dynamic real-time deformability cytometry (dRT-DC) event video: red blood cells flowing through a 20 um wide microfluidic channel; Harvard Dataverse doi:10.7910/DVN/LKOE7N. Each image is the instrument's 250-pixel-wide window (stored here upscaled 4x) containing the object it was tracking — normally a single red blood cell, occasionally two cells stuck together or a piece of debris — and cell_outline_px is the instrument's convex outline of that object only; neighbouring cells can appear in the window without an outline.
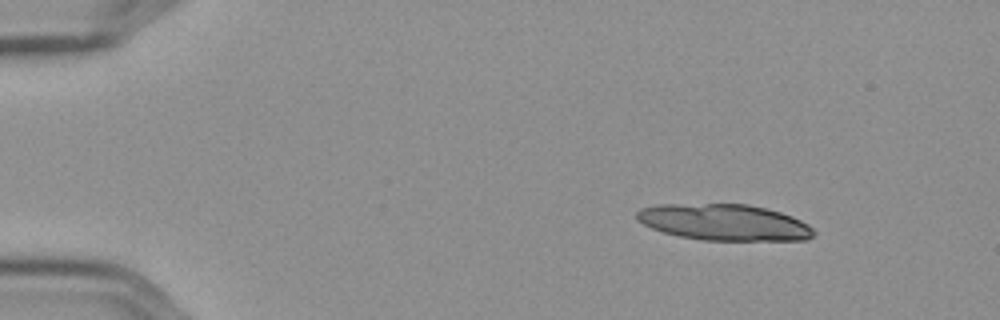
{"species": "Egyptian fruit bat (a non-hibernating species)", "species_latin": "Rousettus aegyptiacus", "temperature_condition": "cold", "stored_images_in_passage": 38, "camera_frame_rate_fps": 3000, "um_per_image_px": 0.085, "frame": {"image": 1, "passage_image": 1, "time_ms": 0.0, "image_size_px": [1000, 320], "cell_outline_px": [[816, 232], [808, 240], [704, 240], [680, 236], [664, 232], [652, 228], [636, 220], [636, 212], [640, 208], [660, 204], [748, 204], [780, 212], [792, 216], [808, 224]], "centroid_in_image_um": [61.55, 18.89], "position_along_channel_um": 23.4, "area_um2": 37.34}}